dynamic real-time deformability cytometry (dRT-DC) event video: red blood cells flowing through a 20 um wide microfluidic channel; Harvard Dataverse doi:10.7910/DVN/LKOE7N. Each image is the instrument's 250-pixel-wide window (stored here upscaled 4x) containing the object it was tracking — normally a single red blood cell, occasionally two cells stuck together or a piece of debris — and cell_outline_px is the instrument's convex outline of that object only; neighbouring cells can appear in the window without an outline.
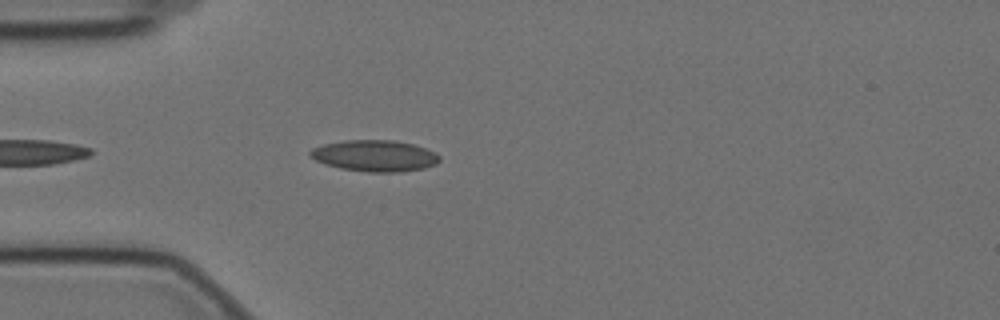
{"species": "Egyptian fruit bat (a non-hibernating species)", "species_latin": "Rousettus aegyptiacus", "temperature_condition": "cold", "stored_images_in_passage": 30, "camera_frame_rate_fps": 3000, "um_per_image_px": 0.085, "animal": {"sex": "female"}, "frame": {"image": 1, "passage_image": 4, "time_ms": 1.0, "image_size_px": [1000, 320], "cell_outline_px": [[440, 160], [436, 164], [424, 168], [400, 172], [368, 172], [340, 168], [324, 164], [308, 156], [308, 152], [312, 148], [324, 144], [344, 140], [392, 140], [412, 144], [424, 148], [440, 156]], "centroid_in_image_um": [31.81, 13.24], "position_along_channel_um": 53.2, "area_um2": 23.58}}
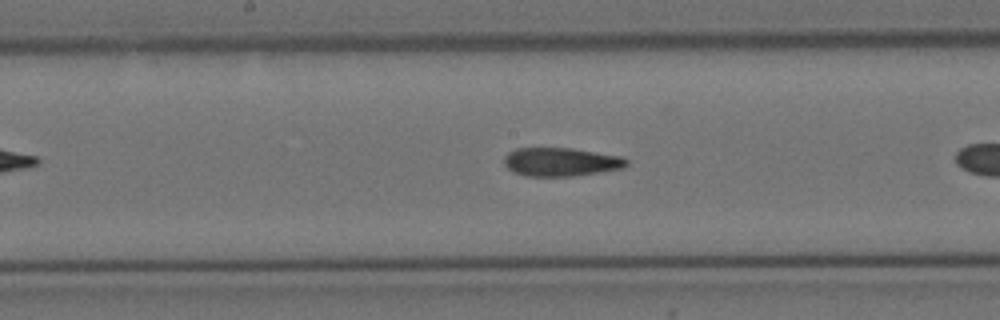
{"frame": {"image": 2, "passage_image": 14, "time_ms": 4.333, "image_size_px": [1000, 320], "cell_outline_px": [[628, 164], [624, 168], [600, 172], [572, 176], [524, 176], [512, 172], [504, 164], [504, 156], [508, 152], [516, 148], [572, 148], [620, 156], [628, 160]], "centroid_in_image_um": [47.65, 13.76], "position_along_channel_um": 200.5, "area_um2": 20.46}}
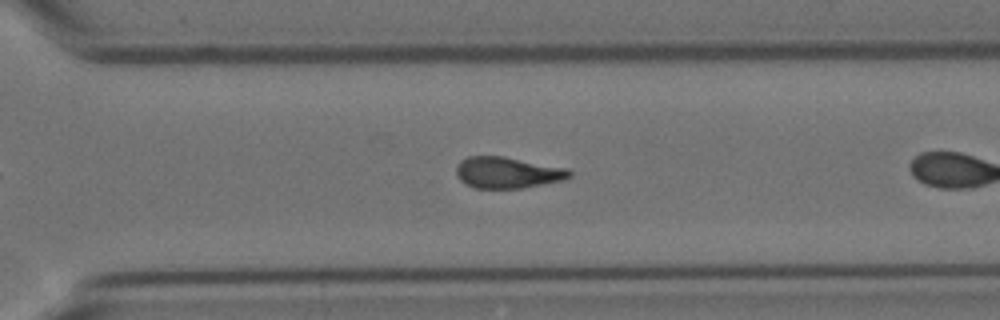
{"frame": {"image": 3, "passage_image": 25, "time_ms": 8.0, "image_size_px": [1000, 320], "cell_outline_px": [[572, 176], [564, 180], [520, 188], [472, 188], [460, 180], [456, 176], [456, 164], [460, 160], [468, 156], [504, 156], [568, 168], [572, 172]], "centroid_in_image_um": [43.12, 14.66], "position_along_channel_um": 327.5, "area_um2": 20.87}}